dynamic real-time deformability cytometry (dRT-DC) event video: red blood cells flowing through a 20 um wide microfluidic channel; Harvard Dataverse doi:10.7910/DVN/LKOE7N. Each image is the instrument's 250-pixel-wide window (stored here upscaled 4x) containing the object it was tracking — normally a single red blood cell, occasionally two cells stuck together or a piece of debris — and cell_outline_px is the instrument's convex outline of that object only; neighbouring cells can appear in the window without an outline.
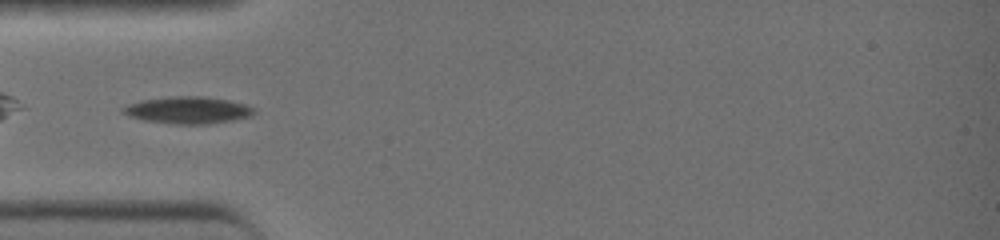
{"species": "common noctule bat (a hibernating species)", "species_latin": "Nyctalus noctula", "temperature_condition": "warm", "stored_images_in_passage": 27, "camera_frame_rate_fps": 3000, "um_per_image_px": 0.085, "animal": {"sex": "female", "body_mass_g": 19.0, "forearm_length_mm": 51.5}, "frame": {"image": 1, "passage_image": 1, "time_ms": 0.0, "image_size_px": [1000, 240], "cell_outline_px": [[256, 112], [252, 116], [232, 120], [208, 124], [176, 124], [144, 120], [120, 112], [120, 108], [128, 104], [144, 100], [172, 96], [204, 96], [228, 100], [244, 104], [256, 108]], "centroid_in_image_um": [16.0, 9.36], "position_along_channel_um": 69.0, "area_um2": 20.58}}
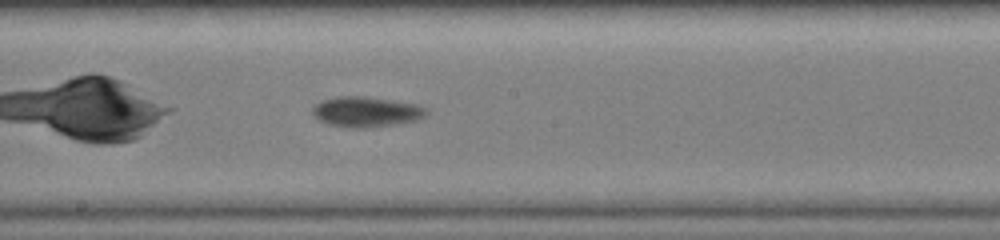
{"frame": {"image": 2, "passage_image": 11, "time_ms": 3.333, "image_size_px": [1000, 240], "cell_outline_px": [[428, 112], [420, 120], [396, 124], [364, 128], [352, 128], [328, 124], [312, 116], [312, 108], [320, 100], [336, 96], [364, 96], [420, 104], [428, 108]], "centroid_in_image_um": [31.15, 9.49], "position_along_channel_um": 217.1, "area_um2": 20.46}}
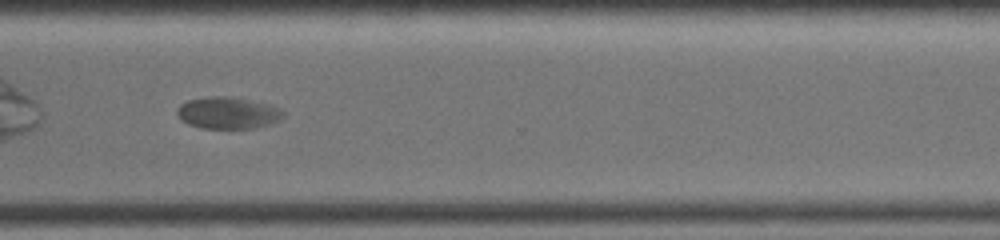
{"frame": {"image": 3, "passage_image": 20, "time_ms": 6.333, "image_size_px": [1000, 240], "cell_outline_px": [[284, 116], [280, 120], [272, 124], [256, 128], [200, 128], [188, 124], [180, 120], [176, 112], [176, 108], [180, 104], [188, 100], [208, 96], [232, 96], [272, 104], [280, 108], [284, 112]], "centroid_in_image_um": [19.39, 9.59], "position_along_channel_um": 351.2, "area_um2": 20.17}}